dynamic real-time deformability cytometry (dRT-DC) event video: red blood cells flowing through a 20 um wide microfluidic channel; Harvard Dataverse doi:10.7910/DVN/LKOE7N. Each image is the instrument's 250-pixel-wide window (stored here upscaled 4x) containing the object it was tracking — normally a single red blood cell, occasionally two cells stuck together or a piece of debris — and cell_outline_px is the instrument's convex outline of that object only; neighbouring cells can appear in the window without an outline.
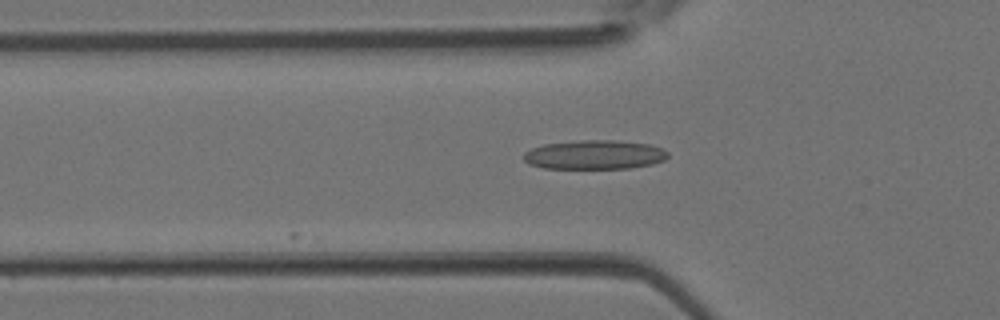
{"species": "Egyptian fruit bat (a non-hibernating species)", "species_latin": "Rousettus aegyptiacus", "temperature_condition": "room temperature", "stored_images_in_passage": 3, "camera_frame_rate_fps": 3000, "um_per_image_px": 0.085, "animal": {"sex": "female"}, "frame": {"image": 1, "passage_image": 3, "time_ms": 0.667, "image_size_px": [1000, 320], "cell_outline_px": [[668, 156], [664, 160], [652, 164], [628, 168], [544, 168], [528, 164], [524, 160], [524, 152], [532, 148], [544, 144], [580, 140], [612, 140], [648, 144], [660, 148], [668, 152]], "centroid_in_image_um": [50.51, 13.15], "position_along_channel_um": 75.3, "area_um2": 24.33}}